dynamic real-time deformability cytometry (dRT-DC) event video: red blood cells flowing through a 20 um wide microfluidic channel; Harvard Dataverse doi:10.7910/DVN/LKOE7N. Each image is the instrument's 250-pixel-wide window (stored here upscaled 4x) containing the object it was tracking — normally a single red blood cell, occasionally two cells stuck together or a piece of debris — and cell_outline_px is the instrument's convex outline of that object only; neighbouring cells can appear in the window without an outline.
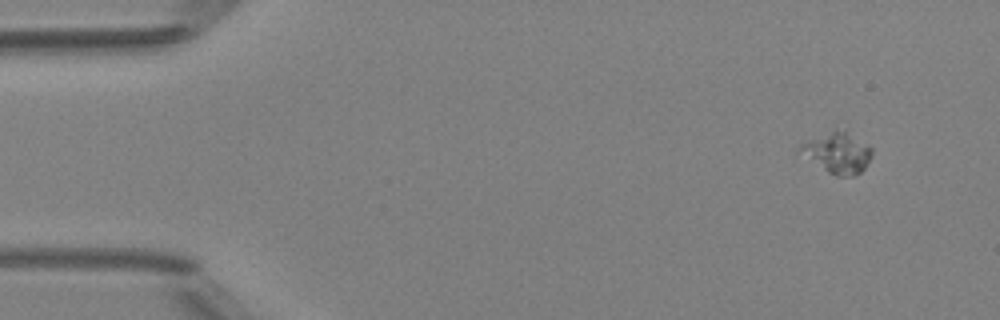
{"species": "Egyptian fruit bat (a non-hibernating species)", "species_latin": "Rousettus aegyptiacus", "temperature_condition": "room temperature", "stored_images_in_passage": 4, "camera_frame_rate_fps": 3000, "um_per_image_px": 0.085, "animal": {"sex": "female"}, "frame": {"image": 1, "passage_image": 1, "time_ms": 0.0, "image_size_px": [1000, 320], "cell_outline_px": [[872, 156], [864, 168], [860, 172], [852, 176], [836, 176], [828, 172], [800, 148], [800, 144], [836, 128], [844, 132], [872, 148]], "centroid_in_image_um": [71.26, 12.99], "position_along_channel_um": 13.7, "area_um2": 15.9}}
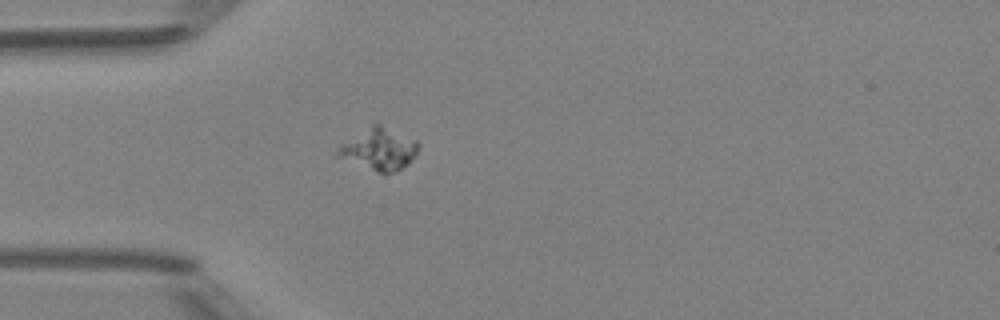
{"frame": {"image": 2, "passage_image": 4, "time_ms": 3.667, "image_size_px": [1000, 320], "cell_outline_px": [[420, 144], [416, 156], [408, 164], [396, 172], [376, 172], [336, 156], [336, 152], [344, 144], [376, 120], [416, 140]], "centroid_in_image_um": [32.29, 12.65], "position_along_channel_um": 52.7, "area_um2": 19.65}}